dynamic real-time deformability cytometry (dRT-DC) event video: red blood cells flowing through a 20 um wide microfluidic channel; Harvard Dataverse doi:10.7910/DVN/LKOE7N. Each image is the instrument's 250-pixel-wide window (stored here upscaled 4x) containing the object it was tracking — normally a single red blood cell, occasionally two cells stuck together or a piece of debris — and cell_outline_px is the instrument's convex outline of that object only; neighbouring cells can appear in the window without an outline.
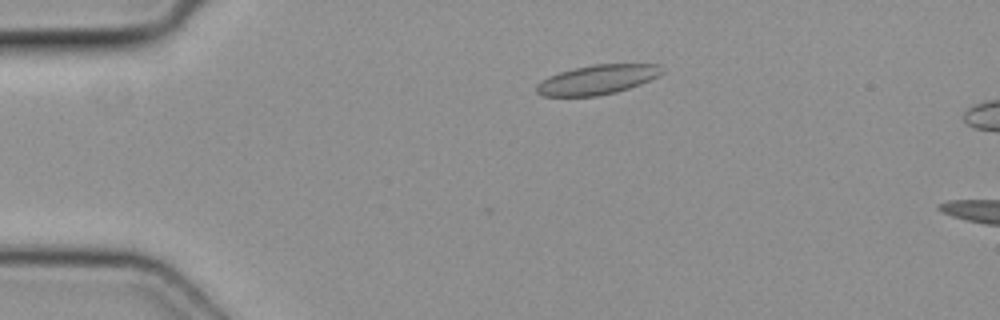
{"species": "common noctule bat (a hibernating species)", "species_latin": "Nyctalus noctula", "temperature_condition": "cold", "stored_images_in_passage": 3, "camera_frame_rate_fps": 3000, "um_per_image_px": 0.085, "animal": {"sex": "female", "body_mass_g": 19.3, "forearm_length_mm": 54.1}, "frame": {"image": 1, "passage_image": 2, "time_ms": 0.333, "image_size_px": [1000, 320], "cell_outline_px": [[664, 72], [660, 76], [640, 84], [616, 92], [596, 96], [540, 96], [536, 92], [536, 84], [540, 80], [548, 76], [572, 68], [596, 64], [656, 64]], "centroid_in_image_um": [50.73, 6.77], "position_along_channel_um": 34.3, "area_um2": 21.62}}